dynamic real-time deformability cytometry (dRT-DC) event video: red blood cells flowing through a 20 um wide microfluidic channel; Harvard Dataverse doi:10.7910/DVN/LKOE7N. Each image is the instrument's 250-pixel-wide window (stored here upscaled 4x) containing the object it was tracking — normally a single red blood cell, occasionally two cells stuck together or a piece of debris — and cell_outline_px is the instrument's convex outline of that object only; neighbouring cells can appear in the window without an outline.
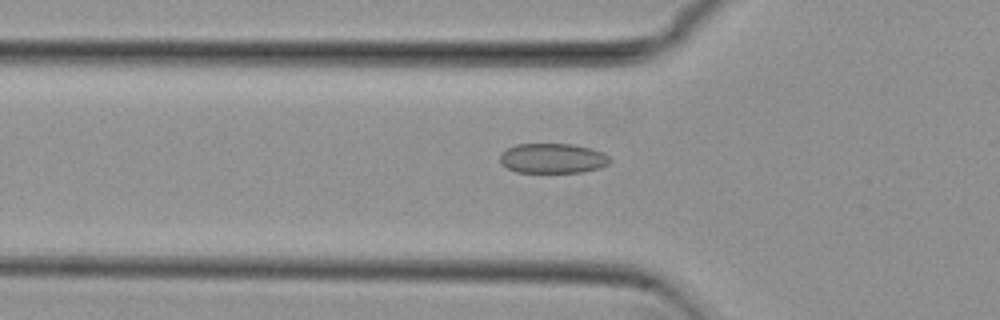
{"species": "common noctule bat (a hibernating species)", "species_latin": "Nyctalus noctula", "temperature_condition": "cold", "stored_images_in_passage": 54, "camera_frame_rate_fps": 3000, "um_per_image_px": 0.085, "animal": {"sex": "female", "body_mass_g": 29.2, "forearm_length_mm": 56.3}, "frame": {"image": 1, "passage_image": 18, "time_ms": 5.667, "image_size_px": [1000, 320], "cell_outline_px": [[612, 160], [608, 164], [600, 168], [584, 172], [516, 172], [500, 164], [500, 152], [516, 144], [572, 144], [592, 148], [604, 152]], "centroid_in_image_um": [46.99, 13.45], "position_along_channel_um": 78.8, "area_um2": 19.36}}
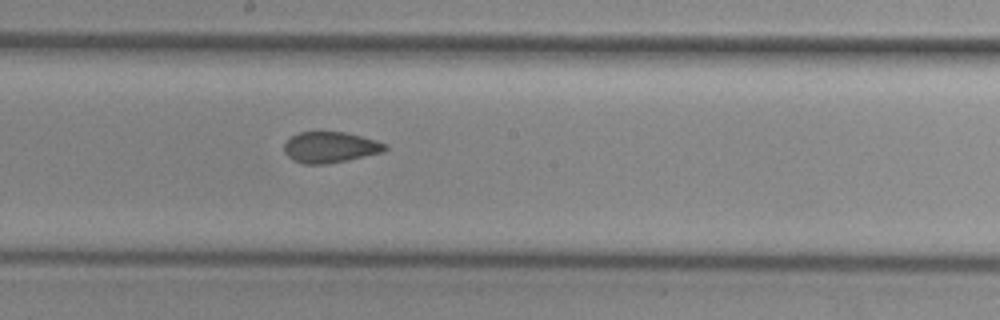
{"frame": {"image": 2, "passage_image": 29, "time_ms": 9.333, "image_size_px": [1000, 320], "cell_outline_px": [[388, 148], [384, 152], [348, 160], [324, 164], [304, 164], [292, 160], [284, 152], [284, 144], [292, 136], [300, 132], [344, 132], [376, 140], [388, 144]], "centroid_in_image_um": [28.09, 12.52], "position_along_channel_um": 220.1, "area_um2": 18.21}}
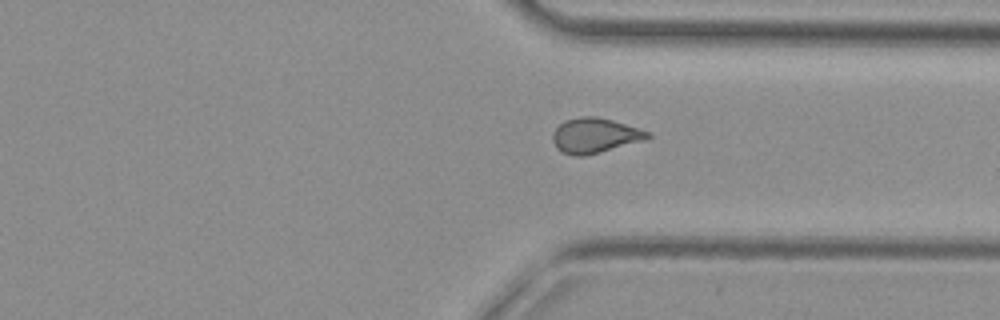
{"frame": {"image": 3, "passage_image": 40, "time_ms": 13.0, "image_size_px": [1000, 320], "cell_outline_px": [[652, 136], [644, 140], [600, 152], [584, 156], [576, 156], [560, 152], [556, 148], [552, 140], [552, 132], [564, 120], [580, 116], [596, 116], [612, 120], [652, 132]], "centroid_in_image_um": [50.54, 11.51], "position_along_channel_um": 360.9, "area_um2": 19.48}, "authors_computed_cell_mechanics": {"area_um2": 19.1607, "velocity_mm_per_s": 3.8412, "shape_relaxation_time_tau1_ms": null, "shape_relaxation_time_tau2_ms": 2.1712, "deformation_change_tau1": null, "deformation_change_tau2": 0.0739}}